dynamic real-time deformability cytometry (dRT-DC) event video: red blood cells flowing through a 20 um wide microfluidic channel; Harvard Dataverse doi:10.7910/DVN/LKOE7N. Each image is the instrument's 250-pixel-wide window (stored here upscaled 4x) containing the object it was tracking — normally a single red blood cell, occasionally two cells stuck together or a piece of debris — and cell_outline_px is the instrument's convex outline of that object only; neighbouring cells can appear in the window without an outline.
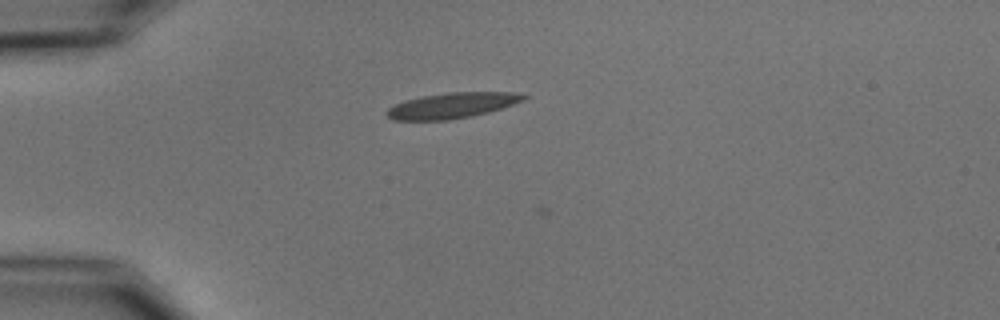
{"species": "common noctule bat (a hibernating species)", "species_latin": "Nyctalus noctula", "temperature_condition": "cold", "stored_images_in_passage": 3, "camera_frame_rate_fps": 3000, "um_per_image_px": 0.085, "animal": {"sex": "male", "body_mass_g": 15.6}, "frame": {"image": 1, "passage_image": 2, "time_ms": 1.333, "image_size_px": [1000, 320], "cell_outline_px": [[528, 96], [524, 100], [488, 112], [448, 120], [392, 120], [384, 112], [388, 108], [404, 100], [420, 96], [448, 92], [512, 92]], "centroid_in_image_um": [38.36, 8.96], "position_along_channel_um": 46.6, "area_um2": 20.23}}